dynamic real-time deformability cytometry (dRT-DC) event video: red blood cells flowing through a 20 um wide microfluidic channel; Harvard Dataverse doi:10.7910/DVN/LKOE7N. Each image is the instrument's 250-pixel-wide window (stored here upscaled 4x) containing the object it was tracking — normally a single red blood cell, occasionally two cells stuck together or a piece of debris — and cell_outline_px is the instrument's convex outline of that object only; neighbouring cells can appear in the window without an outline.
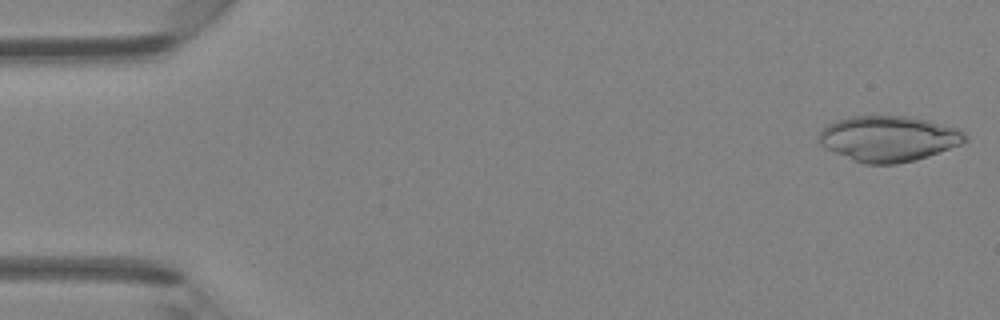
{"species": "Egyptian fruit bat (a non-hibernating species)", "species_latin": "Rousettus aegyptiacus", "temperature_condition": "room temperature", "stored_images_in_passage": 45, "camera_frame_rate_fps": 3000, "um_per_image_px": 0.085, "animal": {"sex": "female"}, "frame": {"image": 1, "passage_image": 1, "time_ms": 0.0, "image_size_px": [1000, 320], "cell_outline_px": [[968, 140], [964, 144], [916, 160], [896, 164], [864, 164], [852, 160], [824, 148], [820, 144], [820, 132], [828, 124], [836, 120], [852, 116], [908, 116], [928, 120], [960, 128], [968, 136]], "centroid_in_image_um": [75.58, 11.79], "position_along_channel_um": 9.4, "area_um2": 39.19}}